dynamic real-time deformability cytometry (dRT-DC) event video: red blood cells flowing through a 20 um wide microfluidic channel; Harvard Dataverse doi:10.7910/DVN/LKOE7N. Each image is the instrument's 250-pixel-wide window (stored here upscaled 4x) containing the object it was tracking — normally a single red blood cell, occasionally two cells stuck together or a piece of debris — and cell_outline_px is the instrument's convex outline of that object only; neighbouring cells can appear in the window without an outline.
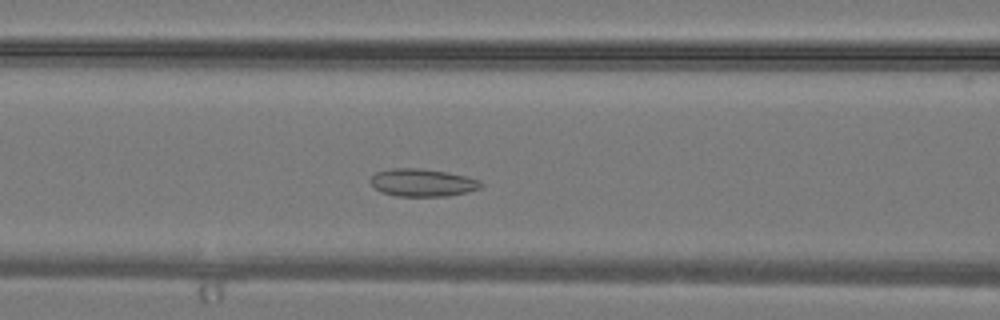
{"species": "common noctule bat (a hibernating species)", "species_latin": "Nyctalus noctula", "temperature_condition": "warm", "stored_images_in_passage": 26, "camera_frame_rate_fps": 3000, "um_per_image_px": 0.085, "animal": {"sex": "male", "body_mass_g": 19.2, "forearm_length_mm": 51.8}, "frame": {"image": 1, "passage_image": 5, "time_ms": 1.333, "image_size_px": [1000, 320], "cell_outline_px": [[484, 184], [480, 188], [468, 192], [448, 196], [396, 196], [384, 192], [376, 188], [368, 180], [376, 172], [392, 168], [420, 168], [448, 172], [468, 176], [480, 180]], "centroid_in_image_um": [35.95, 15.51], "position_along_channel_um": 130.6, "area_um2": 17.92}}
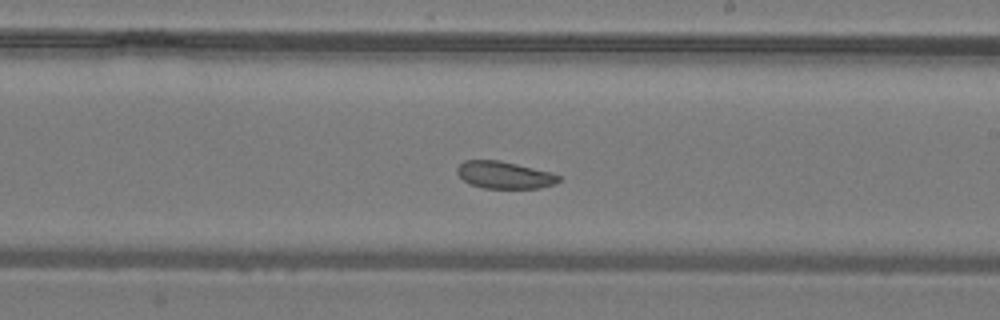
{"frame": {"image": 2, "passage_image": 11, "time_ms": 3.333, "image_size_px": [1000, 320], "cell_outline_px": [[560, 180], [556, 184], [540, 188], [484, 188], [472, 184], [464, 180], [456, 172], [456, 168], [464, 160], [500, 160], [552, 172], [560, 176]], "centroid_in_image_um": [42.9, 14.87], "position_along_channel_um": 246.1, "area_um2": 16.13}}
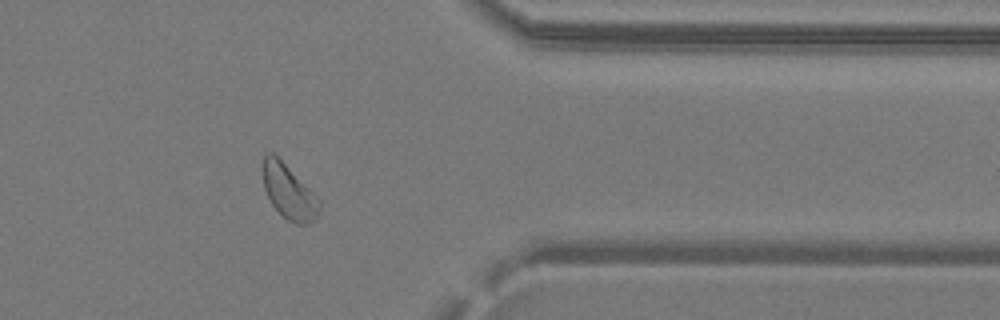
{"frame": {"image": 3, "passage_image": 19, "time_ms": 6.0, "image_size_px": [1000, 320], "cell_outline_px": [[320, 212], [308, 224], [296, 224], [288, 220], [272, 204], [264, 188], [260, 168], [264, 156], [268, 152], [272, 152], [320, 200]], "centroid_in_image_um": [24.5, 16.29], "position_along_channel_um": 386.9, "area_um2": 17.57}}